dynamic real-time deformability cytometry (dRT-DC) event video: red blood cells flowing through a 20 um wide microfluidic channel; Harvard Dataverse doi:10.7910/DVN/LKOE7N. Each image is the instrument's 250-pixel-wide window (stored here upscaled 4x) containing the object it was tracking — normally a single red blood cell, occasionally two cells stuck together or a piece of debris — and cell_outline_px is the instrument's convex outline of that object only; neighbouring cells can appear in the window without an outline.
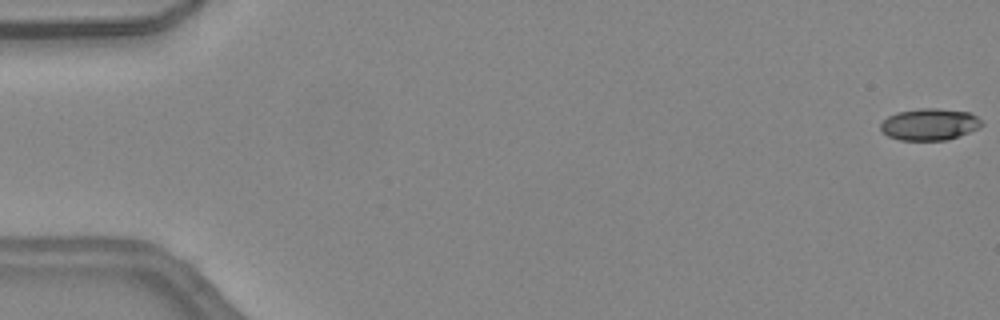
{"species": "common noctule bat (a hibernating species)", "species_latin": "Nyctalus noctula", "temperature_condition": "warm", "stored_images_in_passage": 46, "camera_frame_rate_fps": 3000, "um_per_image_px": 0.085, "animal": {"sex": "female", "body_mass_g": 24.6, "forearm_length_mm": 56.2}, "frame": {"image": 1, "passage_image": 1, "time_ms": 0.0, "image_size_px": [1000, 320], "cell_outline_px": [[984, 124], [968, 132], [948, 140], [900, 140], [888, 136], [880, 128], [880, 124], [888, 116], [896, 112], [920, 108], [936, 108], [968, 112], [976, 116]], "centroid_in_image_um": [78.98, 10.56], "position_along_channel_um": 6.0, "area_um2": 18.55}}
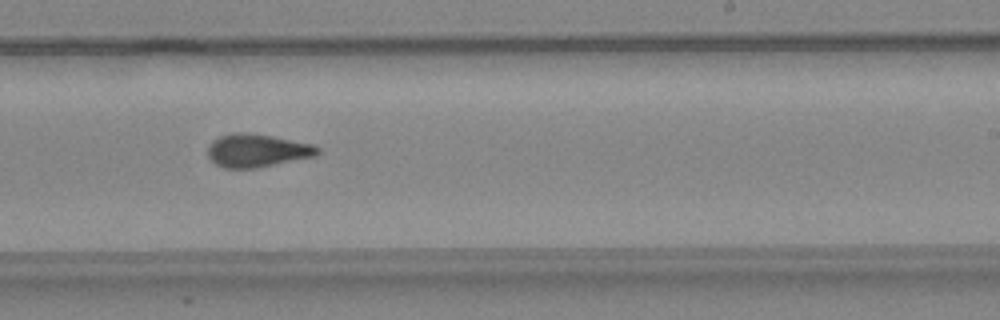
{"frame": {"image": 2, "passage_image": 29, "time_ms": 9.333, "image_size_px": [1000, 320], "cell_outline_px": [[320, 152], [316, 156], [256, 168], [224, 168], [208, 160], [208, 144], [212, 140], [220, 136], [232, 132], [244, 132], [272, 136], [316, 144], [320, 148]], "centroid_in_image_um": [21.85, 12.79], "position_along_channel_um": 267.2, "area_um2": 21.5}}
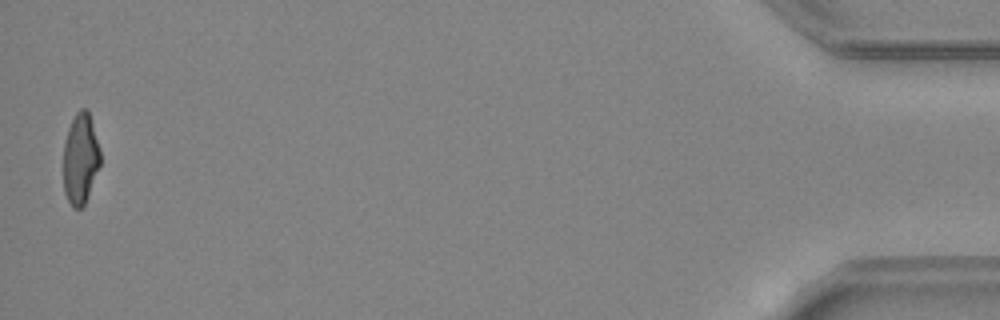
{"frame": {"image": 3, "passage_image": 46, "time_ms": 15.0, "image_size_px": [1000, 320], "cell_outline_px": [[100, 164], [84, 204], [80, 208], [72, 208], [64, 192], [64, 140], [68, 128], [76, 112], [80, 108], [88, 108], [100, 148]], "centroid_in_image_um": [6.83, 13.44], "position_along_channel_um": 428.4, "area_um2": 19.48}, "authors_computed_cell_mechanics": {"area_um2": 20.5768, "velocity_mm_per_s": 4.5389, "shape_relaxation_time_tau1_ms": null, "shape_relaxation_time_tau2_ms": 1.7055, "deformation_change_tau1": null, "deformation_change_tau2": 0.0885}}